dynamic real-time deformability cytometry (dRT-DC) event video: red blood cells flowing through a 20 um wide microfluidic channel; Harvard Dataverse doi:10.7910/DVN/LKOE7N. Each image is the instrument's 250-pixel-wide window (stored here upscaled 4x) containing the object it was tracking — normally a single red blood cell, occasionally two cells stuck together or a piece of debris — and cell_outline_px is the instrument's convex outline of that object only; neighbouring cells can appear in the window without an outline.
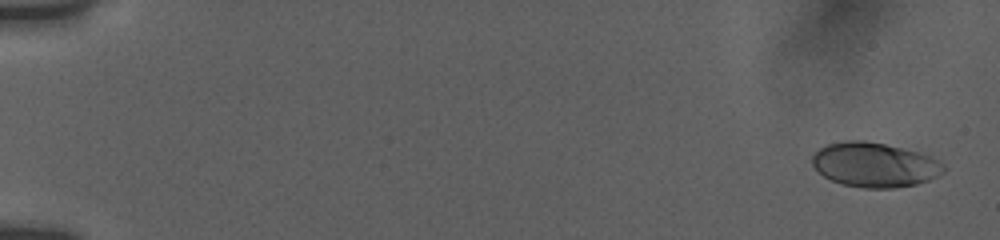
{"species": "human", "species_latin": "Homo sapiens", "temperature_condition": "room temperature", "stored_images_in_passage": 11, "camera_frame_rate_fps": 3000, "um_per_image_px": 0.085, "donor": {"sex": "female"}, "frame": {"image": 1, "passage_image": 1, "time_ms": 0.0, "image_size_px": [1000, 240], "cell_outline_px": [[944, 172], [928, 180], [916, 184], [892, 188], [864, 188], [844, 184], [832, 180], [824, 176], [812, 164], [812, 156], [820, 148], [828, 144], [844, 140], [864, 140], [884, 144], [920, 152], [932, 156], [940, 160], [944, 164]], "centroid_in_image_um": [74.37, 14.0], "position_along_channel_um": 10.6, "area_um2": 34.04}}
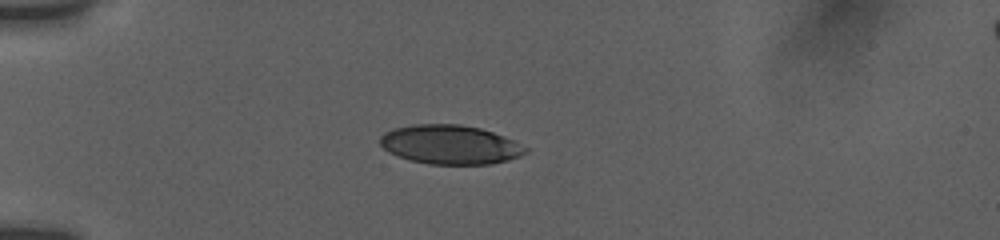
{"frame": {"image": 2, "passage_image": 10, "time_ms": 4.667, "image_size_px": [1000, 240], "cell_outline_px": [[528, 152], [520, 156], [508, 160], [492, 164], [428, 164], [408, 160], [388, 152], [380, 144], [380, 136], [384, 132], [392, 128], [412, 124], [460, 124], [480, 128], [504, 136], [528, 148]], "centroid_in_image_um": [38.24, 12.29], "position_along_channel_um": 46.8, "area_um2": 33.35}}